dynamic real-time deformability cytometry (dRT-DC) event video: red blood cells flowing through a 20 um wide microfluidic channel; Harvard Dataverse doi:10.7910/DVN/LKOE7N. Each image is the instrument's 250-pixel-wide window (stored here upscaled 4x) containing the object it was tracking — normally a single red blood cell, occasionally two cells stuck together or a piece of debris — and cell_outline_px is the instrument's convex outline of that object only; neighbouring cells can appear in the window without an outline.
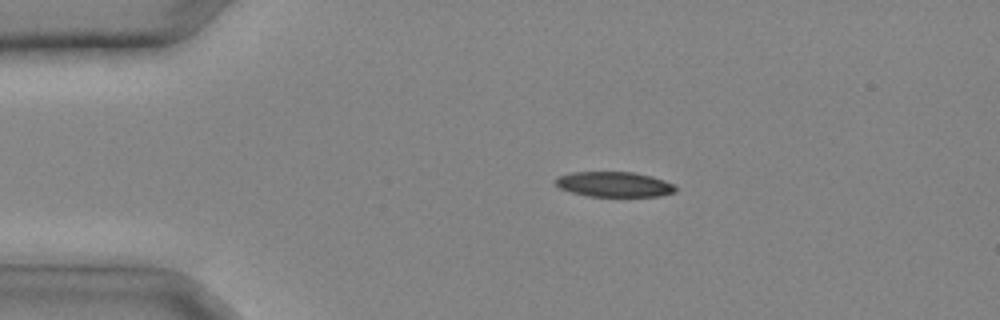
{"species": "common noctule bat (a hibernating species)", "species_latin": "Nyctalus noctula", "temperature_condition": "cold", "stored_images_in_passage": 27, "camera_frame_rate_fps": 3000, "um_per_image_px": 0.085, "animal": {"sex": "male", "body_mass_g": 20.4}, "frame": {"image": 1, "passage_image": 2, "time_ms": 0.333, "image_size_px": [1000, 320], "cell_outline_px": [[676, 192], [660, 196], [588, 196], [572, 192], [560, 188], [556, 184], [556, 176], [572, 172], [632, 172], [652, 176], [664, 180], [672, 184], [676, 188]], "centroid_in_image_um": [52.2, 15.66], "position_along_channel_um": 32.8, "area_um2": 17.51}}
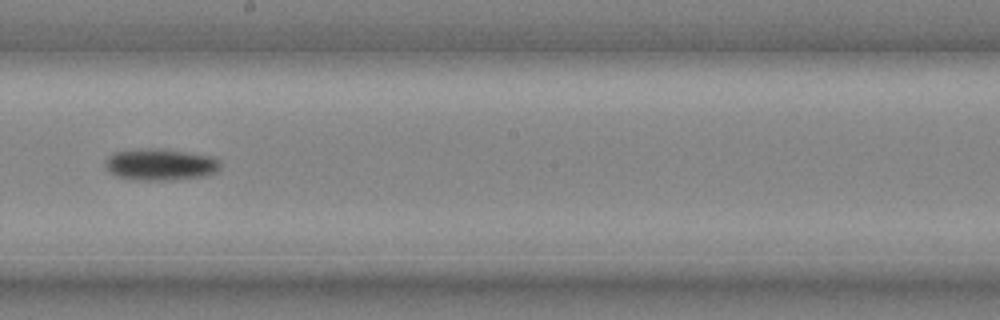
{"frame": {"image": 2, "passage_image": 14, "time_ms": 4.333, "image_size_px": [1000, 320], "cell_outline_px": [[220, 168], [216, 172], [204, 176], [164, 180], [140, 180], [116, 176], [108, 172], [104, 168], [104, 160], [112, 152], [136, 148], [160, 148], [212, 156], [220, 160]], "centroid_in_image_um": [13.57, 13.96], "position_along_channel_um": 234.6, "area_um2": 21.56}}
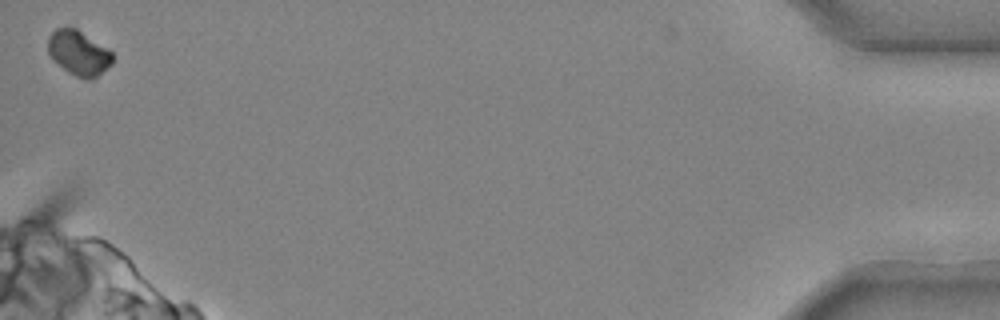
{"frame": {"image": 3, "passage_image": 27, "time_ms": 8.667, "image_size_px": [1000, 320], "cell_outline_px": [[112, 64], [96, 76], [88, 80], [76, 76], [68, 72], [48, 52], [48, 36], [56, 28], [76, 28], [108, 48], [112, 52]], "centroid_in_image_um": [6.7, 4.48], "position_along_channel_um": 428.5, "area_um2": 16.47}}